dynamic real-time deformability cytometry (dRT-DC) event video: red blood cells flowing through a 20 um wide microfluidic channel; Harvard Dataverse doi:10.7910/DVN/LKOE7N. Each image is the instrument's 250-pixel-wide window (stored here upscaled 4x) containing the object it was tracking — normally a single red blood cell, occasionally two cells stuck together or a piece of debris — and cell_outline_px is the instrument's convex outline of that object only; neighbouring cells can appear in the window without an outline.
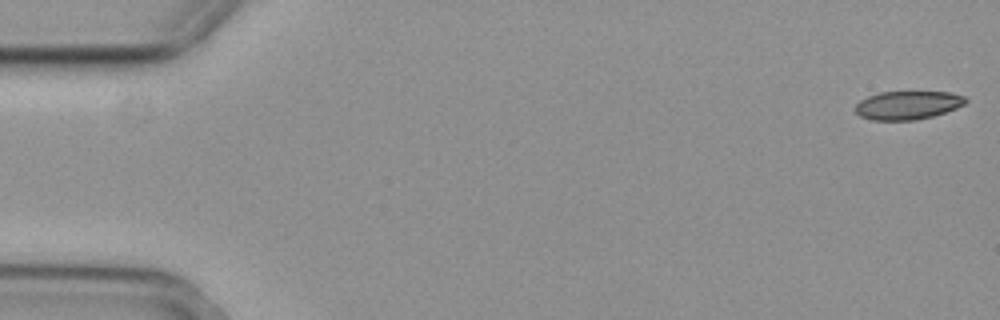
{"species": "common noctule bat (a hibernating species)", "species_latin": "Nyctalus noctula", "temperature_condition": "cold", "stored_images_in_passage": 13, "camera_frame_rate_fps": 3000, "um_per_image_px": 0.085, "animal": {"sex": "female", "body_mass_g": 29.2, "forearm_length_mm": 56.3}, "frame": {"image": 1, "passage_image": 1, "time_ms": 0.0, "image_size_px": [1000, 320], "cell_outline_px": [[968, 100], [964, 104], [956, 108], [932, 116], [916, 120], [872, 120], [860, 116], [856, 112], [856, 104], [860, 100], [868, 96], [880, 92], [952, 92], [964, 96]], "centroid_in_image_um": [77.15, 8.94], "position_along_channel_um": 7.8, "area_um2": 18.21}}
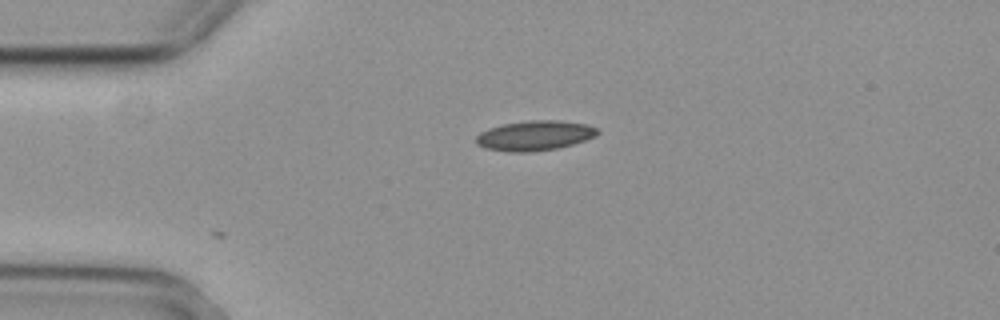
{"frame": {"image": 2, "passage_image": 13, "time_ms": 4.0, "image_size_px": [1000, 320], "cell_outline_px": [[600, 132], [596, 136], [572, 144], [556, 148], [528, 152], [508, 152], [484, 148], [476, 144], [476, 136], [480, 132], [488, 128], [500, 124], [528, 120], [560, 120], [584, 124], [596, 128]], "centroid_in_image_um": [45.4, 11.52], "position_along_channel_um": 39.6, "area_um2": 21.21}}